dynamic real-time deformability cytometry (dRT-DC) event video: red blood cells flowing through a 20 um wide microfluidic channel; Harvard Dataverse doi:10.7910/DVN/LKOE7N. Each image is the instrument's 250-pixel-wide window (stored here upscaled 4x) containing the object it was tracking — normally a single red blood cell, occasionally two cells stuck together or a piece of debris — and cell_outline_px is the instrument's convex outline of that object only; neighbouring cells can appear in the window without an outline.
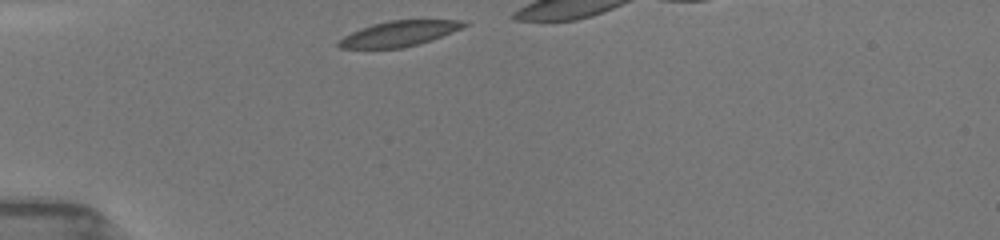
{"species": "common noctule bat (a hibernating species)", "species_latin": "Nyctalus noctula", "temperature_condition": "room temperature", "stored_images_in_passage": 5, "camera_frame_rate_fps": 3000, "um_per_image_px": 0.085, "animal": {"sex": "female", "body_mass_g": 19.5, "forearm_length_mm": 54.1}, "frame": {"image": 1, "passage_image": 1, "time_ms": 0.0, "image_size_px": [1000, 240], "cell_outline_px": [[472, 24], [432, 40], [420, 44], [404, 48], [340, 48], [336, 44], [344, 36], [352, 32], [372, 24], [392, 20], [460, 20]], "centroid_in_image_um": [33.97, 2.86], "position_along_channel_um": 51.0, "area_um2": 18.5}}